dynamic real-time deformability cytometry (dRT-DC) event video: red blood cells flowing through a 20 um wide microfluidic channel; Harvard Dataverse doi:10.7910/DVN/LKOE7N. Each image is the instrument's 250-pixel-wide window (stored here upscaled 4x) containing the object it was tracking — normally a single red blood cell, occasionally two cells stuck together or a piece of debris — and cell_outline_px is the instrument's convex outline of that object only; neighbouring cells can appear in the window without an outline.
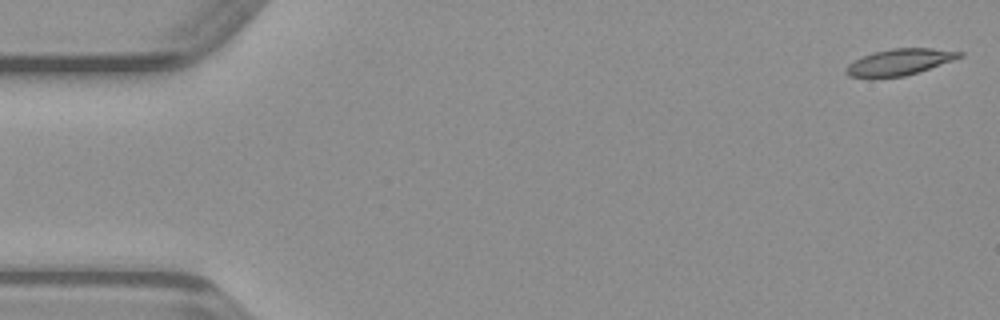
{"species": "common noctule bat (a hibernating species)", "species_latin": "Nyctalus noctula", "temperature_condition": "warm", "stored_images_in_passage": 49, "camera_frame_rate_fps": 3000, "um_per_image_px": 0.085, "animal": {"sex": "male", "body_mass_g": 23.1, "forearm_length_mm": 52.7}, "frame": {"image": 1, "passage_image": 1, "time_ms": 0.0, "image_size_px": [1000, 320], "cell_outline_px": [[964, 56], [904, 76], [872, 80], [848, 76], [844, 72], [844, 68], [848, 64], [872, 52], [892, 48], [932, 48], [964, 52]], "centroid_in_image_um": [76.37, 5.3], "position_along_channel_um": 8.6, "area_um2": 17.69}}
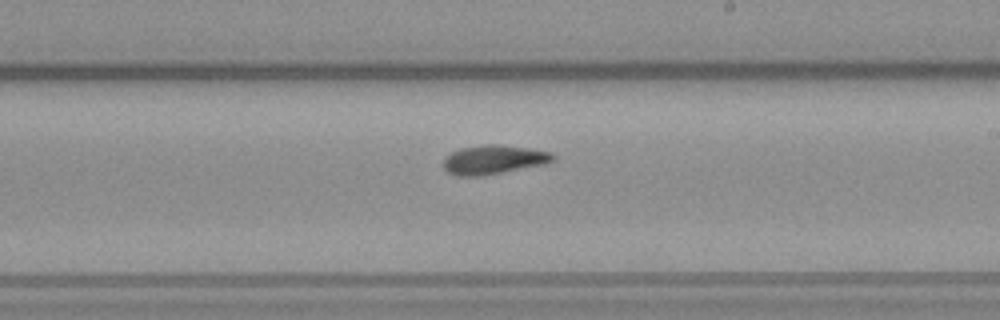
{"frame": {"image": 2, "passage_image": 28, "time_ms": 9.0, "image_size_px": [1000, 320], "cell_outline_px": [[556, 160], [544, 164], [480, 176], [456, 176], [448, 172], [444, 168], [444, 160], [452, 152], [460, 148], [488, 144], [496, 144], [528, 148], [552, 152], [556, 156]], "centroid_in_image_um": [41.99, 13.57], "position_along_channel_um": 247.0, "area_um2": 18.38}}
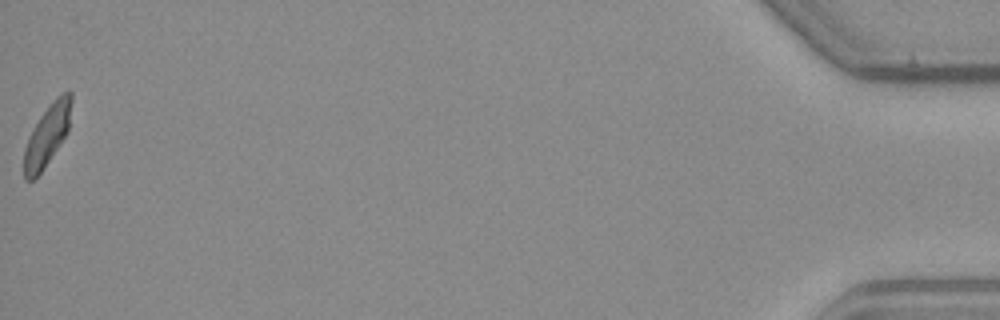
{"frame": {"image": 3, "passage_image": 49, "time_ms": 16.0, "image_size_px": [1000, 320], "cell_outline_px": [[72, 100], [68, 132], [44, 168], [32, 180], [24, 180], [24, 148], [28, 136], [32, 128], [40, 116], [52, 100], [60, 92], [68, 88], [72, 92]], "centroid_in_image_um": [4.03, 11.42], "position_along_channel_um": 431.2, "area_um2": 17.17}}